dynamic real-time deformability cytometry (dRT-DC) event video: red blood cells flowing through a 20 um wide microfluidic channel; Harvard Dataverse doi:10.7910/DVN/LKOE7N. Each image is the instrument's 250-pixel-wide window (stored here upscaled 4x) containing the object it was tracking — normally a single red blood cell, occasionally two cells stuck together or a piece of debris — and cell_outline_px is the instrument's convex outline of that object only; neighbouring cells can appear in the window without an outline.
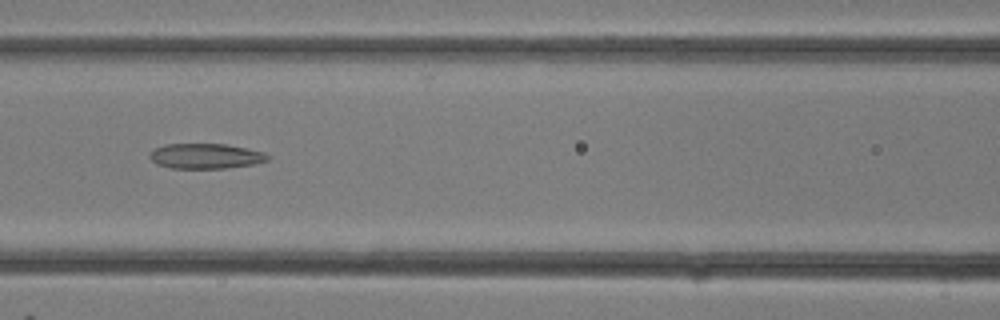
{"species": "common noctule bat (a hibernating species)", "species_latin": "Nyctalus noctula", "temperature_condition": "room temperature", "stored_images_in_passage": 32, "camera_frame_rate_fps": 3000, "um_per_image_px": 0.085, "animal": {"sex": "female"}, "frame": {"image": 1, "passage_image": 14, "time_ms": 4.333, "image_size_px": [1000, 320], "cell_outline_px": [[268, 160], [256, 164], [224, 168], [172, 168], [156, 164], [148, 156], [156, 148], [164, 144], [228, 144], [264, 152], [268, 156]], "centroid_in_image_um": [17.49, 13.26], "position_along_channel_um": 149.1, "area_um2": 17.22}}
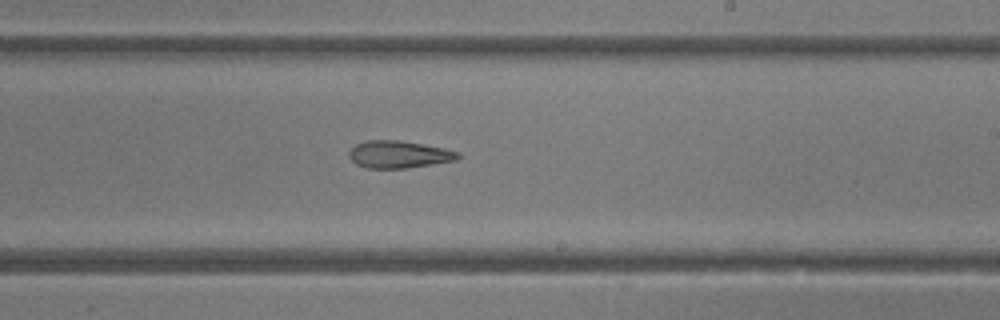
{"frame": {"image": 2, "passage_image": 19, "time_ms": 6.0, "image_size_px": [1000, 320], "cell_outline_px": [[460, 156], [456, 160], [408, 168], [368, 168], [356, 164], [348, 156], [348, 152], [356, 144], [368, 140], [400, 140], [424, 144], [444, 148], [460, 152]], "centroid_in_image_um": [33.9, 13.12], "position_along_channel_um": 255.1, "area_um2": 17.34}}
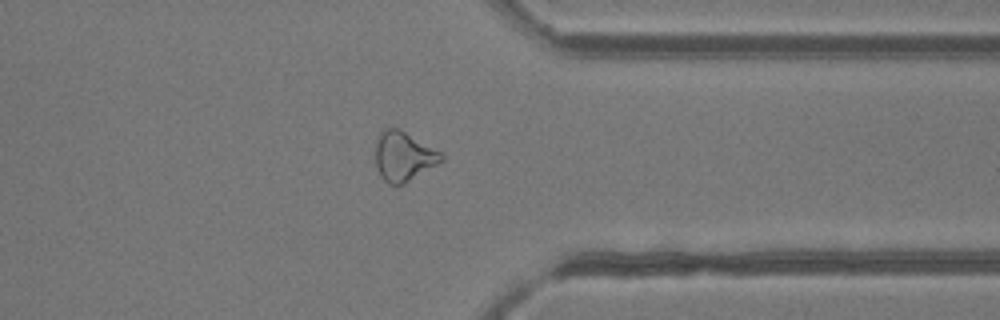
{"frame": {"image": 3, "passage_image": 25, "time_ms": 8.0, "image_size_px": [1000, 320], "cell_outline_px": [[444, 160], [404, 184], [388, 184], [380, 176], [376, 168], [376, 140], [380, 132], [384, 128], [400, 128], [440, 152], [444, 156]], "centroid_in_image_um": [34.28, 13.28], "position_along_channel_um": 377.1, "area_um2": 18.96}}